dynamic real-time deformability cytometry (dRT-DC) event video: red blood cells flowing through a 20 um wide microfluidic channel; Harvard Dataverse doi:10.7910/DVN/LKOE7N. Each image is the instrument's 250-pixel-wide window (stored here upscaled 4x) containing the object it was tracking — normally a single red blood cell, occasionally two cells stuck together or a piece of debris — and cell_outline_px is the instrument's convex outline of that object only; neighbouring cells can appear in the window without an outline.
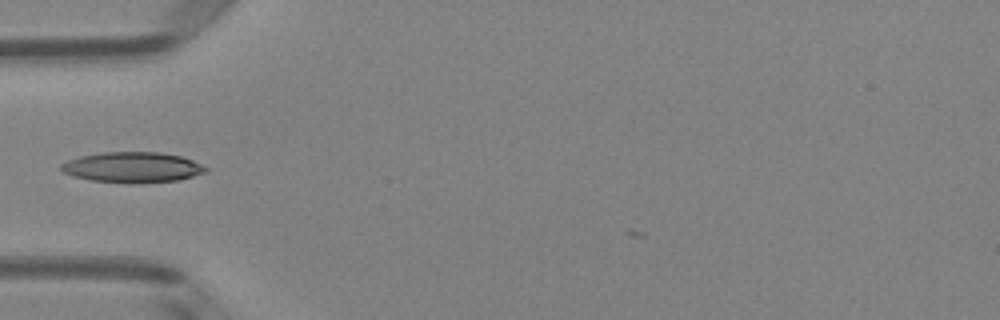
{"species": "Egyptian fruit bat (a non-hibernating species)", "species_latin": "Rousettus aegyptiacus", "temperature_condition": "room temperature", "stored_images_in_passage": 33, "camera_frame_rate_fps": 3000, "um_per_image_px": 0.085, "animal": {"sex": "female"}, "frame": {"image": 1, "passage_image": 2, "time_ms": 0.333, "image_size_px": [1000, 320], "cell_outline_px": [[208, 172], [176, 180], [92, 180], [72, 176], [64, 172], [60, 168], [60, 164], [68, 160], [80, 156], [100, 152], [160, 152], [180, 156], [192, 160], [208, 168]], "centroid_in_image_um": [11.24, 14.16], "position_along_channel_um": 73.8, "area_um2": 24.51}}
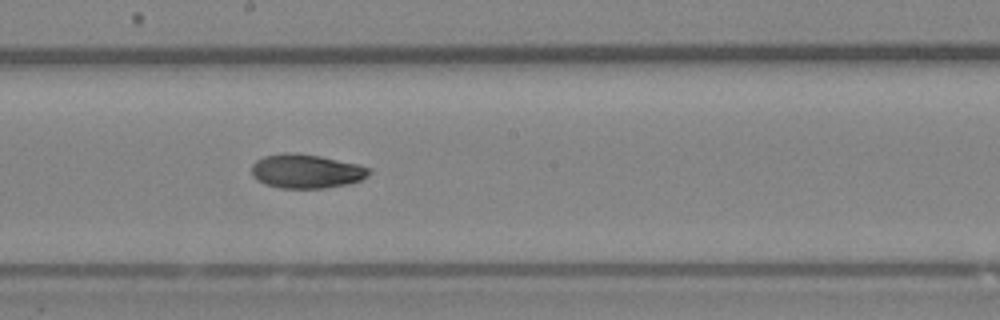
{"frame": {"image": 2, "passage_image": 13, "time_ms": 4.0, "image_size_px": [1000, 320], "cell_outline_px": [[372, 172], [368, 176], [360, 180], [348, 184], [324, 188], [280, 188], [264, 184], [256, 180], [252, 176], [252, 164], [256, 160], [264, 156], [284, 152], [296, 152], [320, 156], [360, 164], [372, 168]], "centroid_in_image_um": [26.05, 14.54], "position_along_channel_um": 222.2, "area_um2": 23.7}}
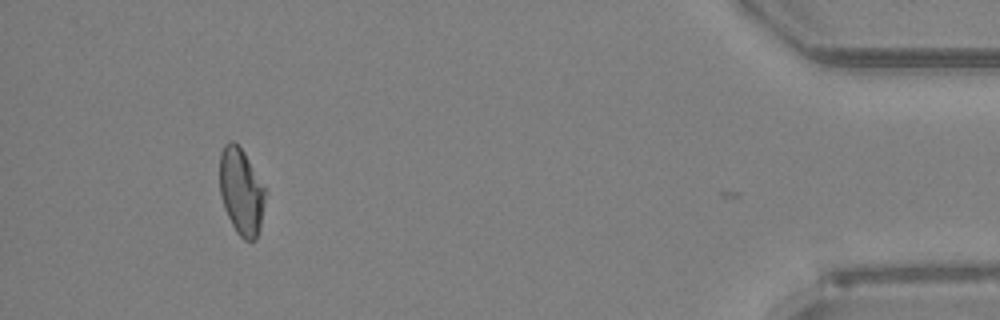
{"frame": {"image": 3, "passage_image": 32, "time_ms": 10.333, "image_size_px": [1000, 320], "cell_outline_px": [[268, 192], [260, 228], [256, 240], [244, 240], [236, 232], [224, 208], [220, 196], [220, 152], [224, 144], [228, 140], [232, 140], [244, 152], [268, 188]], "centroid_in_image_um": [20.55, 16.27], "position_along_channel_um": 414.7, "area_um2": 23.7}, "authors_computed_cell_mechanics": {"area_um2": 23.3512, "velocity_mm_per_s": 4.0529, "shape_relaxation_time_tau1_ms": 4.0731, "shape_relaxation_time_tau2_ms": null, "deformation_change_tau1": 0.1548, "deformation_change_tau2": null}}